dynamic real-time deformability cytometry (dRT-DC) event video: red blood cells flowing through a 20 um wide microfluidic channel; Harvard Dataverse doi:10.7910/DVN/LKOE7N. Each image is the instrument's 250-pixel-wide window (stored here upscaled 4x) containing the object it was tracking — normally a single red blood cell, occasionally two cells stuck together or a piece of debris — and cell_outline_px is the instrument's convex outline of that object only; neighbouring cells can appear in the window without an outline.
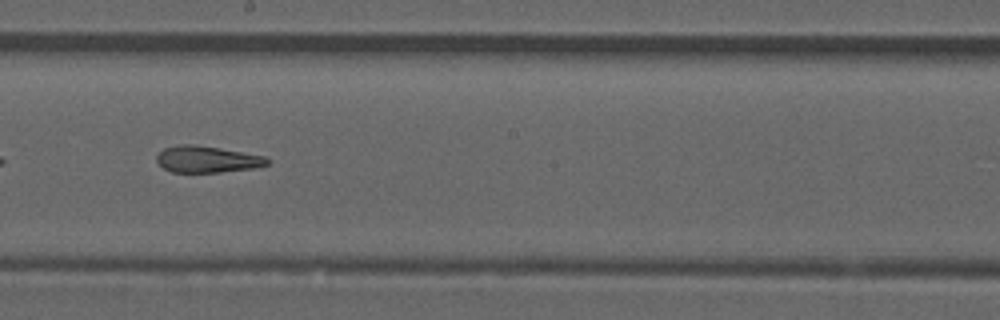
{"species": "common noctule bat (a hibernating species)", "species_latin": "Nyctalus noctula", "temperature_condition": "room temperature", "stored_images_in_passage": 34, "camera_frame_rate_fps": 3000, "um_per_image_px": 0.085, "animal": {"sex": "male", "forearm_length_mm": 52.5}, "frame": {"image": 1, "passage_image": 15, "time_ms": 4.667, "image_size_px": [1000, 320], "cell_outline_px": [[268, 164], [256, 168], [220, 172], [172, 172], [164, 168], [156, 160], [156, 156], [164, 148], [180, 144], [192, 144], [220, 148], [264, 156], [268, 160]], "centroid_in_image_um": [17.59, 13.54], "position_along_channel_um": 230.6, "area_um2": 16.99}}